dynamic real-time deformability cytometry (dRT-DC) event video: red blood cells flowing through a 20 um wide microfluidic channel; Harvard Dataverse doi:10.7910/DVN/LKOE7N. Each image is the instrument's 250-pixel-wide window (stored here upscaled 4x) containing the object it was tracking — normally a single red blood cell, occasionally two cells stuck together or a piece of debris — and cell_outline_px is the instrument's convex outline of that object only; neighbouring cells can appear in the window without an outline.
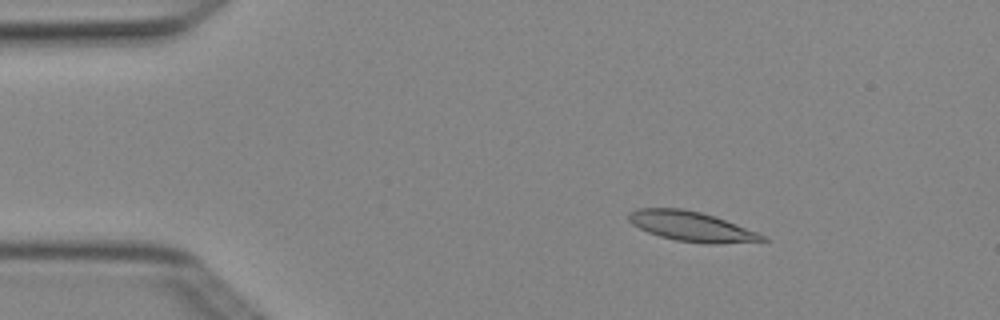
{"species": "Egyptian fruit bat (a non-hibernating species)", "species_latin": "Rousettus aegyptiacus", "temperature_condition": "cold", "stored_images_in_passage": 5, "camera_frame_rate_fps": 3000, "um_per_image_px": 0.085, "animal": {"sex": "female"}, "frame": {"image": 1, "passage_image": 3, "time_ms": 0.667, "image_size_px": [1000, 320], "cell_outline_px": [[768, 240], [716, 244], [704, 244], [676, 240], [660, 236], [648, 232], [632, 224], [628, 220], [628, 212], [636, 208], [680, 208], [700, 212], [724, 220], [768, 236]], "centroid_in_image_um": [58.74, 19.25], "position_along_channel_um": 26.3, "area_um2": 23.06}}
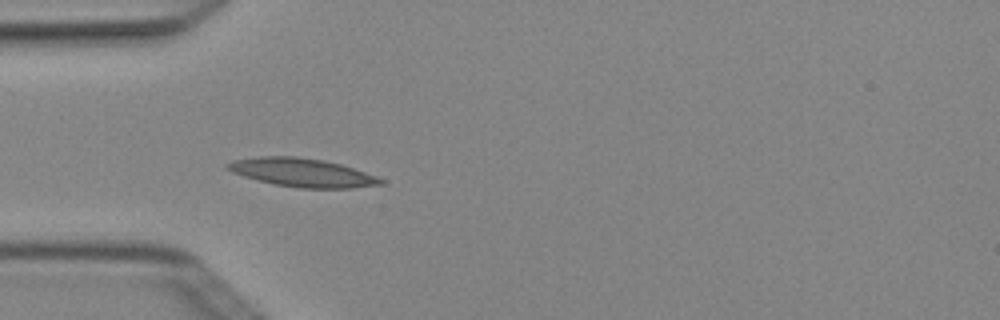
{"frame": {"image": 2, "passage_image": 5, "time_ms": 1.333, "image_size_px": [1000, 320], "cell_outline_px": [[384, 184], [352, 188], [300, 188], [276, 184], [244, 176], [232, 172], [224, 168], [224, 164], [232, 160], [260, 156], [296, 156], [324, 160], [340, 164], [376, 176], [384, 180]], "centroid_in_image_um": [25.66, 14.66], "position_along_channel_um": 59.3, "area_um2": 25.32}}